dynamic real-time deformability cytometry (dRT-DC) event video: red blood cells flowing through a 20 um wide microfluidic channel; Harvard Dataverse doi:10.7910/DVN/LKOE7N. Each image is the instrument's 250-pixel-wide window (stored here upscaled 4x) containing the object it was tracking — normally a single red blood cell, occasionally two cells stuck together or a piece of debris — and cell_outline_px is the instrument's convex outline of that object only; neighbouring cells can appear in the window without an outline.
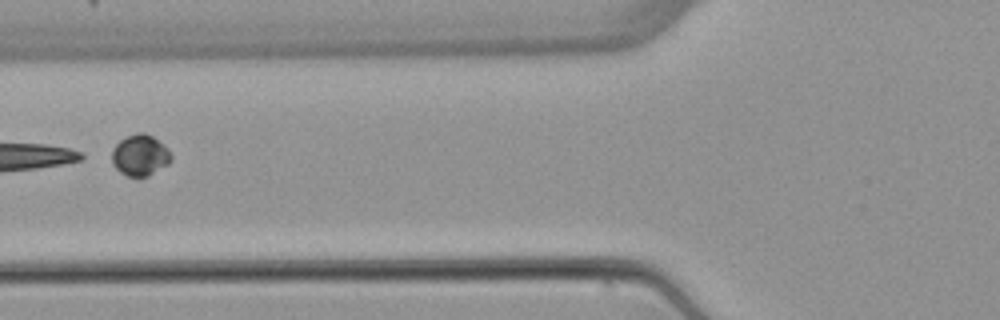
{"species": "common noctule bat (a hibernating species)", "species_latin": "Nyctalus noctula", "temperature_condition": "warm", "stored_images_in_passage": 7, "segment_of_instrument_passage": [2, 2], "camera_frame_rate_fps": 3000, "um_per_image_px": 0.085, "animal": {"sex": "female", "body_mass_g": 22.7, "forearm_length_mm": 54.2}, "frame": {"image": 1, "passage_image": 6, "time_ms": 7.0, "image_size_px": [1000, 320], "cell_outline_px": [[172, 160], [168, 164], [148, 176], [128, 176], [120, 172], [112, 164], [112, 148], [120, 140], [136, 132], [144, 132], [152, 136], [168, 148], [172, 156]], "centroid_in_image_um": [11.91, 13.18], "position_along_channel_um": 113.9, "area_um2": 14.22}}
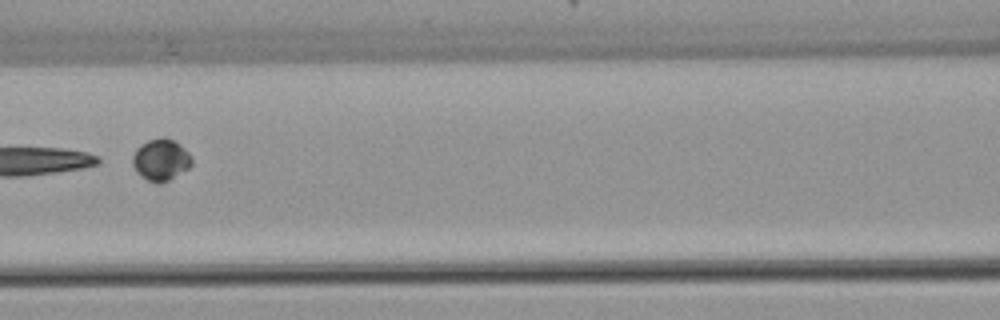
{"frame": {"image": 2, "passage_image": 7, "time_ms": 8.0, "image_size_px": [1000, 320], "cell_outline_px": [[192, 164], [188, 168], [168, 180], [160, 184], [156, 184], [140, 176], [136, 172], [132, 164], [132, 156], [136, 148], [140, 144], [148, 140], [160, 136], [164, 136], [180, 144], [192, 156]], "centroid_in_image_um": [13.65, 13.57], "position_along_channel_um": 153.0, "area_um2": 14.57}}